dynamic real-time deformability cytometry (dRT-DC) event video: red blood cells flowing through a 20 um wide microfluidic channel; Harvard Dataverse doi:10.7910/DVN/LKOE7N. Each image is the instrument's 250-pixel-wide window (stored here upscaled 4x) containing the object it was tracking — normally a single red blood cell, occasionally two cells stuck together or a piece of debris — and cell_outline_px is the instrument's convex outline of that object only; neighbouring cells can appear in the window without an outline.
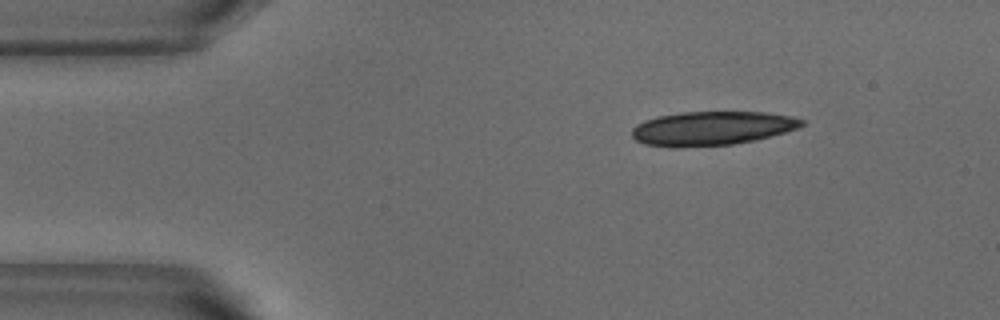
{"species": "common noctule bat (a hibernating species)", "species_latin": "Nyctalus noctula", "temperature_condition": "warm", "stored_images_in_passage": 18, "camera_frame_rate_fps": 3000, "um_per_image_px": 0.085, "animal": {"sex": "male", "body_mass_g": 18.8}, "frame": {"image": 1, "passage_image": 1, "time_ms": 0.0, "image_size_px": [1000, 320], "cell_outline_px": [[808, 120], [804, 124], [796, 128], [784, 132], [752, 140], [732, 144], [676, 148], [644, 144], [636, 140], [632, 136], [632, 128], [636, 124], [644, 120], [656, 116], [680, 112], [764, 112], [792, 116]], "centroid_in_image_um": [60.47, 10.9], "position_along_channel_um": 24.5, "area_um2": 33.7}}
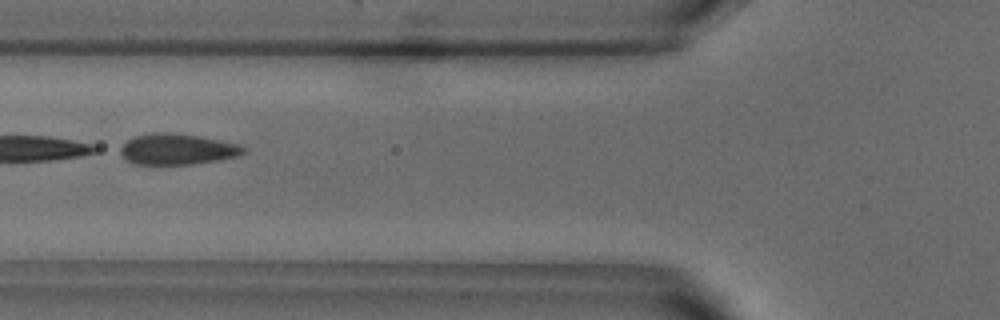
{"frame": {"image": 2, "passage_image": 13, "time_ms": 4.0, "image_size_px": [1000, 320], "cell_outline_px": [[244, 152], [236, 156], [220, 160], [192, 164], [132, 164], [124, 160], [120, 152], [120, 148], [132, 136], [148, 132], [168, 132], [200, 136], [240, 144], [244, 148]], "centroid_in_image_um": [15.01, 12.67], "position_along_channel_um": 110.8, "area_um2": 22.37}}